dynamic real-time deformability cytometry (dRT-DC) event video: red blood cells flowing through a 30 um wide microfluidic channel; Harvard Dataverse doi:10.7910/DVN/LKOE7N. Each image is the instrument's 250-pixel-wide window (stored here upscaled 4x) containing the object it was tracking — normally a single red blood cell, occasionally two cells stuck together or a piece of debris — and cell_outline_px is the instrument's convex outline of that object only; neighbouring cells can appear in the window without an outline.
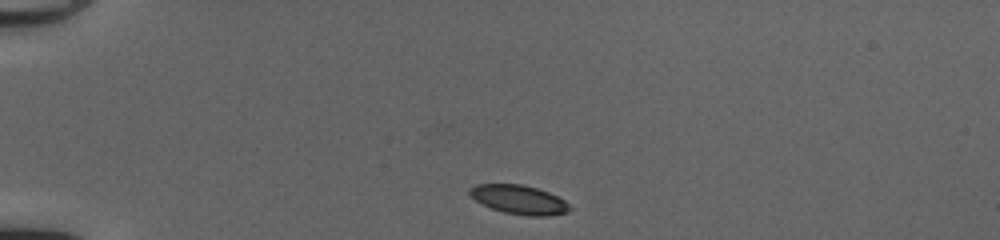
{"species": "common noctule bat (a hibernating species)", "species_latin": "Nyctalus noctula", "temperature_condition": "cold", "stored_images_in_passage": 39, "camera_frame_rate_fps": 3000, "um_per_image_px": 0.085, "animal": {"sex": "female", "body_mass_g": 20.0, "forearm_length_mm": 54.0}, "frame": {"image": 1, "passage_image": 1, "time_ms": 0.0, "image_size_px": [1000, 240], "cell_outline_px": [[572, 208], [568, 212], [548, 216], [528, 216], [504, 212], [492, 208], [476, 200], [468, 192], [468, 188], [476, 184], [520, 184], [536, 188], [548, 192], [564, 200]], "centroid_in_image_um": [44.13, 16.97], "position_along_channel_um": 40.9, "area_um2": 16.76}}
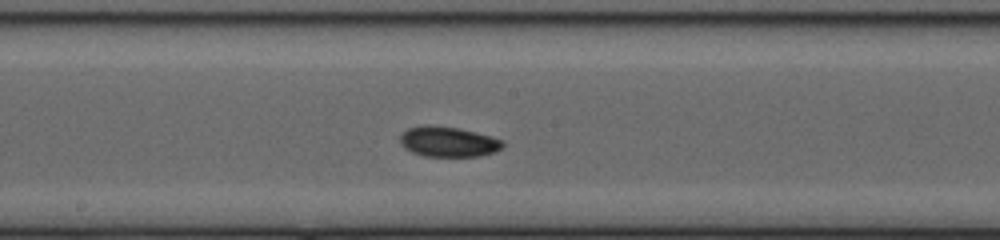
{"frame": {"image": 2, "passage_image": 17, "time_ms": 5.333, "image_size_px": [1000, 240], "cell_outline_px": [[504, 144], [496, 152], [480, 156], [424, 156], [412, 152], [404, 148], [400, 144], [400, 136], [408, 128], [424, 124], [428, 124], [456, 128], [476, 132], [504, 140]], "centroid_in_image_um": [38.09, 12.04], "position_along_channel_um": 210.1, "area_um2": 18.15}}
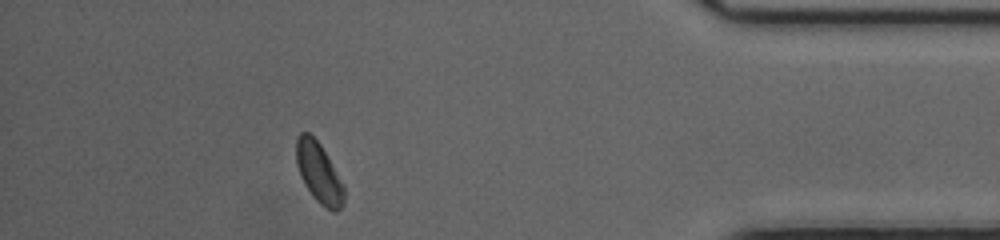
{"frame": {"image": 3, "passage_image": 34, "time_ms": 11.0, "image_size_px": [1000, 240], "cell_outline_px": [[344, 204], [336, 212], [332, 212], [324, 208], [312, 196], [304, 184], [300, 176], [296, 164], [296, 136], [300, 132], [308, 132], [320, 144], [344, 184]], "centroid_in_image_um": [27.1, 14.71], "position_along_channel_um": 408.1, "area_um2": 16.99}, "authors_computed_cell_mechanics": {"area_um2": 17.2822, "velocity_mm_per_s": 4.1397, "shape_relaxation_time_tau1_ms": 2.8275, "shape_relaxation_time_tau2_ms": 3.1704, "deformation_change_tau1": 0.0935, "deformation_change_tau2": 0.0729}}